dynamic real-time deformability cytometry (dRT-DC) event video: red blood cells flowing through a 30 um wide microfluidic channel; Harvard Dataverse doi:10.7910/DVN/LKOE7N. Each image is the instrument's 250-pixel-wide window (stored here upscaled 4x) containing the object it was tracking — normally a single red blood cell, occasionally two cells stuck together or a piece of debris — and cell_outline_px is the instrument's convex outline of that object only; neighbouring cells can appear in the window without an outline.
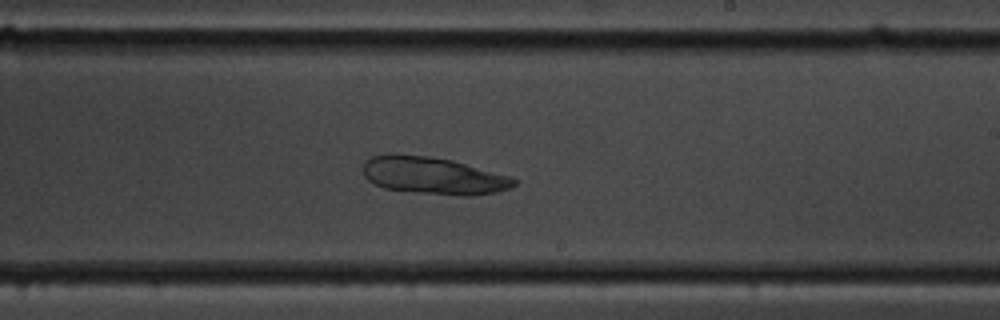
{"species": "common noctule bat (a hibernating species)", "species_latin": "Nyctalus noctula", "temperature_condition": "cold", "stored_images_in_passage": 58, "camera_frame_rate_fps": 3000, "um_per_image_px": 0.085, "animal": {"sex": "male", "body_mass_g": 19.5, "forearm_length_mm": 54.6}, "frame": {"image": 1, "passage_image": 33, "time_ms": 10.667, "image_size_px": [1000, 320], "cell_outline_px": [[516, 184], [512, 188], [496, 192], [472, 196], [464, 196], [420, 192], [384, 188], [368, 180], [364, 176], [364, 164], [372, 156], [428, 156], [452, 160], [508, 176], [516, 180]], "centroid_in_image_um": [36.89, 14.96], "position_along_channel_um": 252.1, "area_um2": 31.79}}